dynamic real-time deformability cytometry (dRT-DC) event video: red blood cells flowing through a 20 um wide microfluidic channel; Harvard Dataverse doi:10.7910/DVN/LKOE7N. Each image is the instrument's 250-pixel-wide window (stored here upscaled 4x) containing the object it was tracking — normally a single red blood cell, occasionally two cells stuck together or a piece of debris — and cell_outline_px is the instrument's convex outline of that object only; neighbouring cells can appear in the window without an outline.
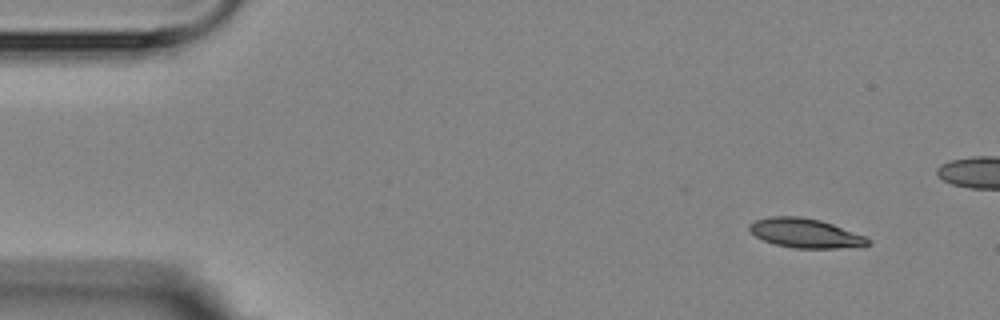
{"species": "Egyptian fruit bat (a non-hibernating species)", "species_latin": "Rousettus aegyptiacus", "temperature_condition": "room temperature", "stored_images_in_passage": 3, "camera_frame_rate_fps": 3000, "um_per_image_px": 0.085, "animal": {"sex": "female"}, "frame": {"image": 1, "passage_image": 1, "time_ms": 0.0, "image_size_px": [1000, 320], "cell_outline_px": [[872, 244], [864, 248], [796, 248], [776, 244], [764, 240], [756, 236], [748, 228], [748, 224], [756, 220], [772, 216], [800, 216], [820, 220], [832, 224], [864, 236], [872, 240]], "centroid_in_image_um": [68.53, 19.83], "position_along_channel_um": 16.5, "area_um2": 20.35}}